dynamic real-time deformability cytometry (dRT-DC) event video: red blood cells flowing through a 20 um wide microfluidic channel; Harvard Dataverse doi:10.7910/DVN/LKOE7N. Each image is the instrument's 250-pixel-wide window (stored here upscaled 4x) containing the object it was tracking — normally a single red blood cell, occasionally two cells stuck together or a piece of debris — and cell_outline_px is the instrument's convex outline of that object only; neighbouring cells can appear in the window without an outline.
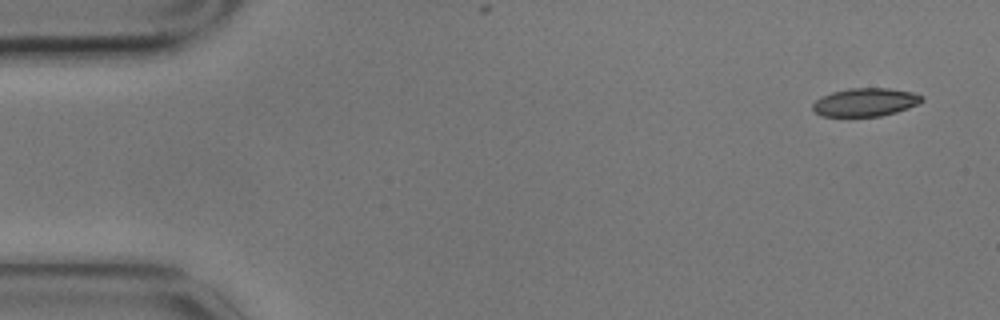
{"species": "common noctule bat (a hibernating species)", "species_latin": "Nyctalus noctula", "temperature_condition": "cold", "stored_images_in_passage": 14, "camera_frame_rate_fps": 3000, "um_per_image_px": 0.085, "animal": {"sex": "male", "body_mass_g": 17.9}, "frame": {"image": 1, "passage_image": 1, "time_ms": 0.0, "image_size_px": [1000, 320], "cell_outline_px": [[924, 100], [920, 104], [896, 112], [880, 116], [820, 116], [812, 108], [812, 104], [816, 100], [832, 92], [848, 88], [888, 88], [912, 92], [924, 96]], "centroid_in_image_um": [73.59, 8.68], "position_along_channel_um": 11.4, "area_um2": 17.98}}
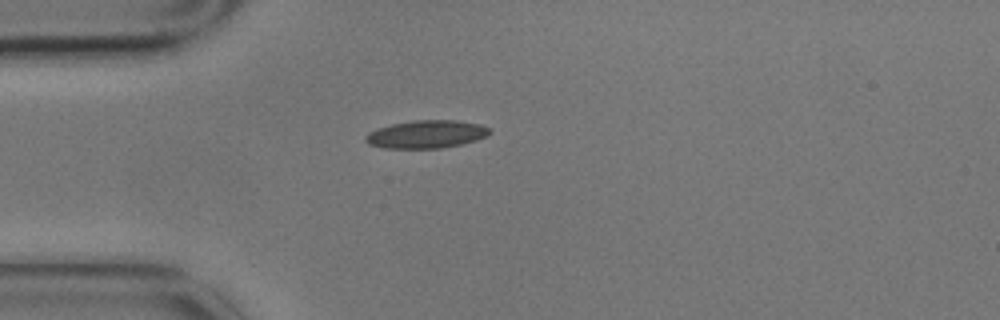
{"frame": {"image": 2, "passage_image": 3, "time_ms": 0.667, "image_size_px": [1000, 320], "cell_outline_px": [[492, 132], [488, 136], [476, 140], [460, 144], [440, 148], [384, 148], [368, 144], [364, 140], [364, 136], [368, 132], [376, 128], [392, 124], [412, 120], [456, 120], [480, 124], [492, 128]], "centroid_in_image_um": [36.24, 11.4], "position_along_channel_um": 48.8, "area_um2": 20.4}}
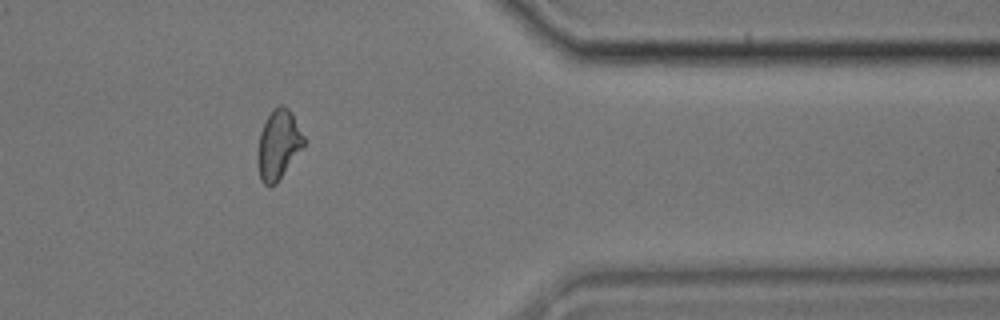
{"frame": {"image": 3, "passage_image": 12, "time_ms": 3.667, "image_size_px": [1000, 320], "cell_outline_px": [[304, 144], [276, 184], [264, 184], [260, 180], [256, 164], [256, 156], [260, 132], [272, 108], [280, 104], [284, 104], [292, 112], [304, 136]], "centroid_in_image_um": [23.63, 12.27], "position_along_channel_um": 387.8, "area_um2": 18.67}}